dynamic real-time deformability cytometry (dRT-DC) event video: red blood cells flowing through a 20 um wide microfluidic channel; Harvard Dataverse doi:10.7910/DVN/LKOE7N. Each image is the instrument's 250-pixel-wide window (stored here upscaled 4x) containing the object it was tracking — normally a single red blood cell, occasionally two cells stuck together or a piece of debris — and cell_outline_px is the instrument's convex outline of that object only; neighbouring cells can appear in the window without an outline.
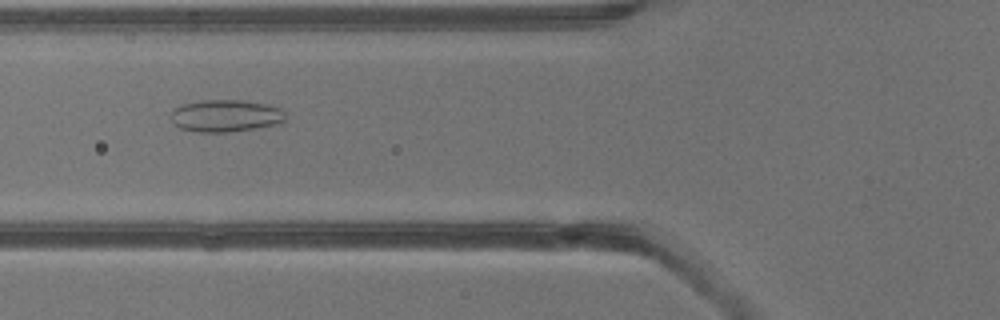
{"species": "common noctule bat (a hibernating species)", "species_latin": "Nyctalus noctula", "temperature_condition": "warm", "stored_images_in_passage": 40, "camera_frame_rate_fps": 3000, "um_per_image_px": 0.085, "animal": {"sex": "male", "body_mass_g": 13.3}, "frame": {"image": 1, "passage_image": 16, "time_ms": 5.0, "image_size_px": [1000, 320], "cell_outline_px": [[284, 120], [280, 124], [256, 128], [228, 132], [196, 132], [180, 128], [168, 116], [168, 112], [184, 104], [200, 100], [240, 100], [264, 104], [280, 108], [284, 112]], "centroid_in_image_um": [19.14, 9.85], "position_along_channel_um": 106.7, "area_um2": 21.5}}
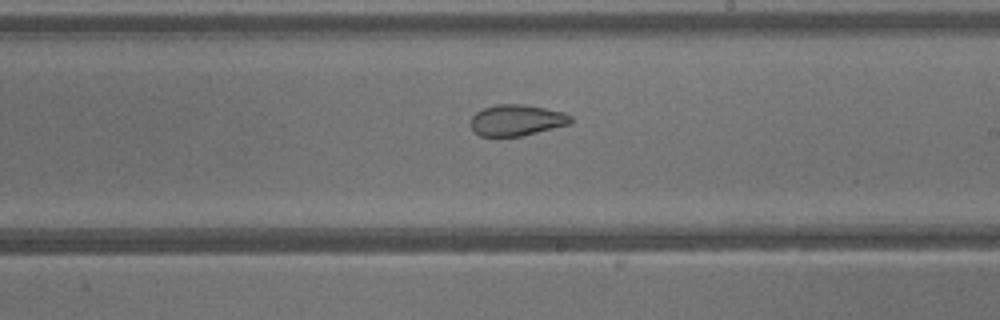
{"frame": {"image": 2, "passage_image": 24, "time_ms": 7.667, "image_size_px": [1000, 320], "cell_outline_px": [[572, 124], [520, 136], [480, 136], [472, 132], [468, 124], [472, 116], [476, 112], [484, 108], [496, 104], [524, 104], [564, 112], [572, 116]], "centroid_in_image_um": [43.88, 10.22], "position_along_channel_um": 245.1, "area_um2": 18.44}}
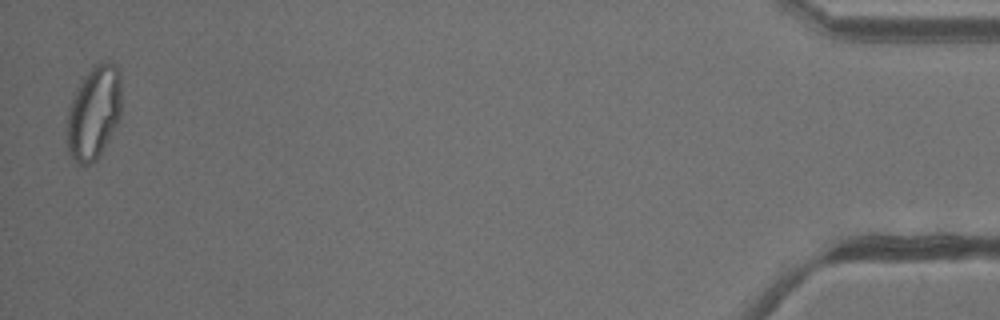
{"frame": {"image": 3, "passage_image": 40, "time_ms": 13.0, "image_size_px": [1000, 320], "cell_outline_px": [[120, 116], [112, 132], [96, 160], [88, 164], [80, 164], [68, 156], [68, 108], [84, 76], [92, 64], [100, 60], [108, 60], [116, 64], [120, 72]], "centroid_in_image_um": [7.99, 9.51], "position_along_channel_um": 427.2, "area_um2": 29.48}}